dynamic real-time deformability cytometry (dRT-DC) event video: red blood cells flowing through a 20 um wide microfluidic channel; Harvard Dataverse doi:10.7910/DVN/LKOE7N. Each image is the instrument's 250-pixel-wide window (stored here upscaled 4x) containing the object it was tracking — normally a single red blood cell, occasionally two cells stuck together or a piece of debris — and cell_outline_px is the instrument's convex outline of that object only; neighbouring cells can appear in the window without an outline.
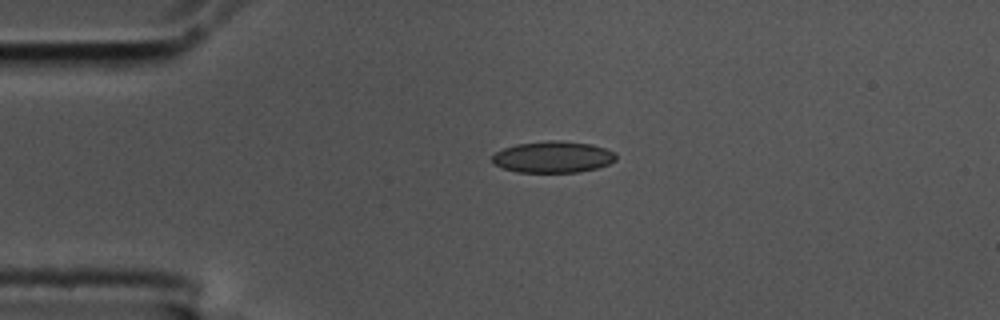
{"species": "common noctule bat (a hibernating species)", "species_latin": "Nyctalus noctula", "temperature_condition": "cold", "stored_images_in_passage": 11, "camera_frame_rate_fps": 3000, "um_per_image_px": 0.085, "animal": {"sex": "male", "body_mass_g": 17.5, "forearm_length_mm": 52.3}, "frame": {"image": 1, "passage_image": 1, "time_ms": 0.0, "image_size_px": [1000, 320], "cell_outline_px": [[616, 160], [608, 164], [596, 168], [580, 172], [516, 172], [504, 168], [496, 164], [492, 160], [492, 156], [496, 152], [504, 148], [516, 144], [548, 140], [560, 140], [592, 144], [616, 152]], "centroid_in_image_um": [47.03, 13.33], "position_along_channel_um": 38.0, "area_um2": 22.72}}
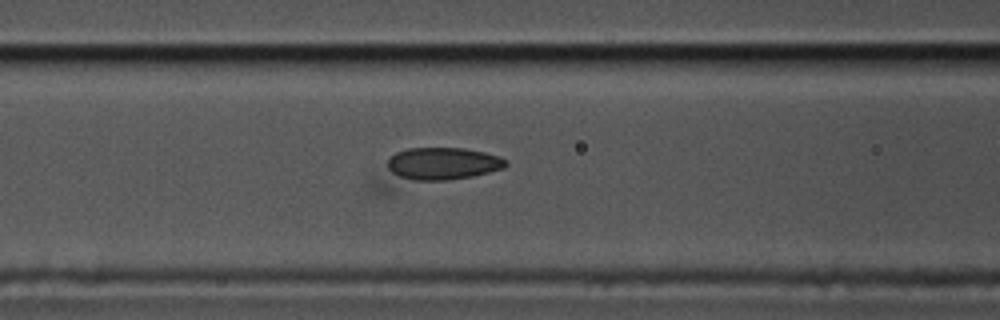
{"frame": {"image": 2, "passage_image": 11, "time_ms": 3.333, "image_size_px": [1000, 320], "cell_outline_px": [[508, 164], [504, 168], [472, 176], [392, 192], [376, 192], [372, 188], [368, 180], [396, 152], [408, 148], [464, 148], [484, 152], [508, 160]], "centroid_in_image_um": [36.72, 14.25], "position_along_channel_um": 129.9, "area_um2": 28.73}}